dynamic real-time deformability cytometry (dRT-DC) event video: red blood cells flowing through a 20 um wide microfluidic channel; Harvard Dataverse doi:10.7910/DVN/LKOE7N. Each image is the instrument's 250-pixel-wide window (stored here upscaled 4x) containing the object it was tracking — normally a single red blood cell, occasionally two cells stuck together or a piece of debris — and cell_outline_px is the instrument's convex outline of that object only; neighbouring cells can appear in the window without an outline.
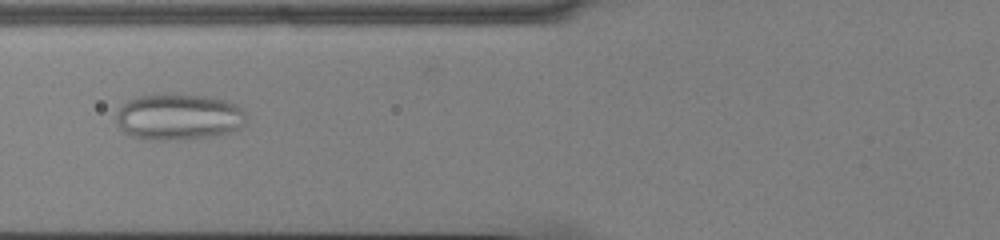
{"species": "common noctule bat (a hibernating species)", "species_latin": "Nyctalus noctula", "temperature_condition": "cold", "stored_images_in_passage": 42, "camera_frame_rate_fps": 3000, "um_per_image_px": 0.085, "animal": {"sex": "male", "body_mass_g": 13.0, "forearm_length_mm": 53.1}, "frame": {"image": 1, "passage_image": 10, "time_ms": 3.0, "image_size_px": [1000, 240], "cell_outline_px": [[248, 116], [240, 132], [220, 136], [164, 140], [148, 140], [132, 136], [124, 132], [120, 128], [116, 120], [116, 112], [128, 100], [140, 96], [160, 92], [164, 92], [212, 96], [236, 104]], "centroid_in_image_um": [15.24, 9.92], "position_along_channel_um": 110.6, "area_um2": 36.18}}
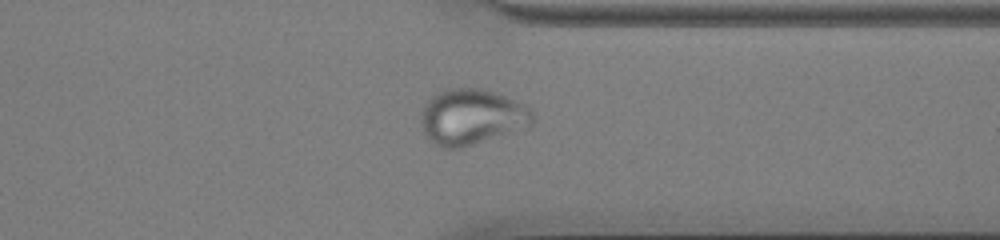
{"frame": {"image": 2, "passage_image": 31, "time_ms": 10.0, "image_size_px": [1000, 240], "cell_outline_px": [[536, 120], [532, 124], [460, 148], [444, 148], [428, 140], [424, 132], [420, 120], [420, 116], [428, 100], [432, 96], [448, 88], [480, 88], [528, 104], [536, 116]], "centroid_in_image_um": [40.1, 9.92], "position_along_channel_um": 371.3, "area_um2": 35.89}}
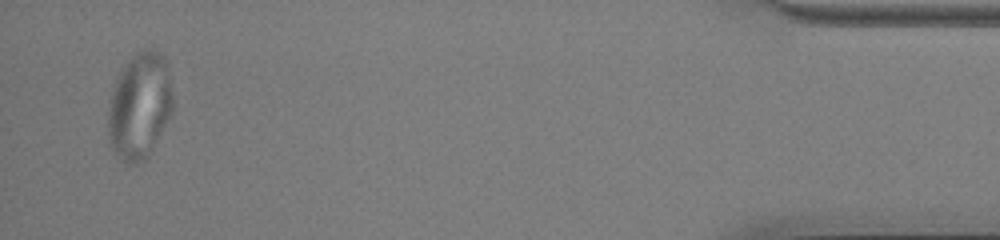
{"frame": {"image": 3, "passage_image": 41, "time_ms": 13.333, "image_size_px": [1000, 240], "cell_outline_px": [[172, 112], [148, 156], [144, 160], [136, 164], [124, 164], [120, 160], [112, 148], [108, 136], [108, 100], [112, 84], [128, 60], [136, 52], [144, 48], [152, 48], [160, 52], [168, 60], [172, 92]], "centroid_in_image_um": [11.85, 8.97], "position_along_channel_um": 423.3, "area_um2": 40.86}}